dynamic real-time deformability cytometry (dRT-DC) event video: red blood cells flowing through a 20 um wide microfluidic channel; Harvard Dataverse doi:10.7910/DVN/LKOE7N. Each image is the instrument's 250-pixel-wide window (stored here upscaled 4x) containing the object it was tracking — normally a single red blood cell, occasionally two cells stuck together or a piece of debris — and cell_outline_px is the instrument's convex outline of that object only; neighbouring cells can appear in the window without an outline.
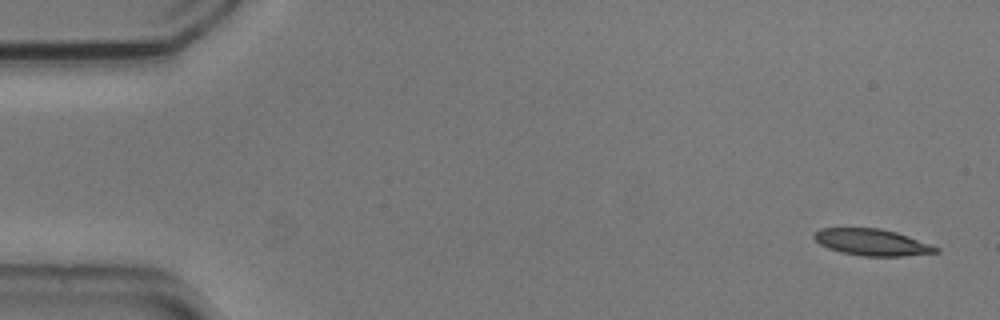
{"species": "common noctule bat (a hibernating species)", "species_latin": "Nyctalus noctula", "temperature_condition": "cold", "stored_images_in_passage": 5, "camera_frame_rate_fps": 3000, "um_per_image_px": 0.085, "animal": {"sex": "male", "body_mass_g": 20.5, "forearm_length_mm": 52.5}, "frame": {"image": 1, "passage_image": 1, "time_ms": 0.0, "image_size_px": [1000, 320], "cell_outline_px": [[940, 252], [904, 256], [864, 256], [840, 252], [828, 248], [820, 244], [812, 236], [820, 228], [880, 228], [896, 232], [908, 236], [940, 248]], "centroid_in_image_um": [74.12, 20.59], "position_along_channel_um": 10.9, "area_um2": 18.79}}
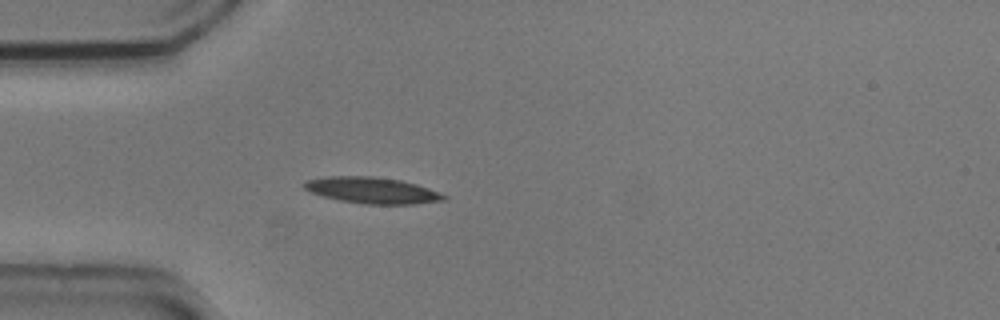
{"frame": {"image": 2, "passage_image": 4, "time_ms": 1.0, "image_size_px": [1000, 320], "cell_outline_px": [[448, 200], [412, 204], [364, 204], [340, 200], [324, 196], [312, 192], [304, 188], [300, 184], [308, 180], [328, 176], [372, 176], [400, 180], [416, 184], [440, 192], [448, 196]], "centroid_in_image_um": [31.67, 16.18], "position_along_channel_um": 53.3, "area_um2": 21.33}}